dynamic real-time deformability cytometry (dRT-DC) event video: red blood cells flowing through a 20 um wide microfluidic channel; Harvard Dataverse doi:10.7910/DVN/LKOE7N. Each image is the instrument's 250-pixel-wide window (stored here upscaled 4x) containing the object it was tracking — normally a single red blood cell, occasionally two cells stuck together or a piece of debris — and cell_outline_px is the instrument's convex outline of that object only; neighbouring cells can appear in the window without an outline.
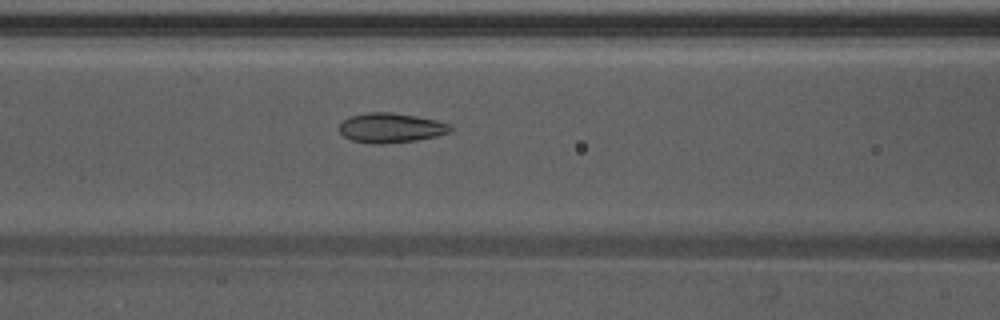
{"species": "Egyptian fruit bat (a non-hibernating species)", "species_latin": "Rousettus aegyptiacus", "temperature_condition": "warm", "stored_images_in_passage": 40, "camera_frame_rate_fps": 3000, "um_per_image_px": 0.085, "animal": {"sex": "male"}, "frame": {"image": 1, "passage_image": 9, "time_ms": 2.667, "image_size_px": [1000, 320], "cell_outline_px": [[452, 132], [436, 136], [416, 140], [384, 144], [376, 144], [352, 140], [344, 136], [340, 132], [340, 124], [348, 116], [368, 112], [392, 112], [416, 116], [436, 120], [448, 124], [452, 128]], "centroid_in_image_um": [33.22, 10.86], "position_along_channel_um": 133.4, "area_um2": 19.19}}
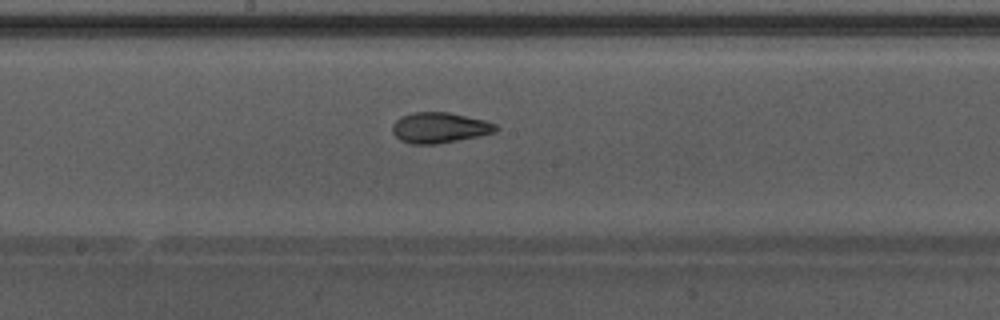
{"frame": {"image": 2, "passage_image": 15, "time_ms": 4.667, "image_size_px": [1000, 320], "cell_outline_px": [[500, 128], [496, 132], [436, 144], [412, 144], [400, 140], [392, 132], [392, 124], [396, 120], [412, 112], [448, 112], [484, 120], [496, 124]], "centroid_in_image_um": [37.35, 10.85], "position_along_channel_um": 210.8, "area_um2": 18.26}}
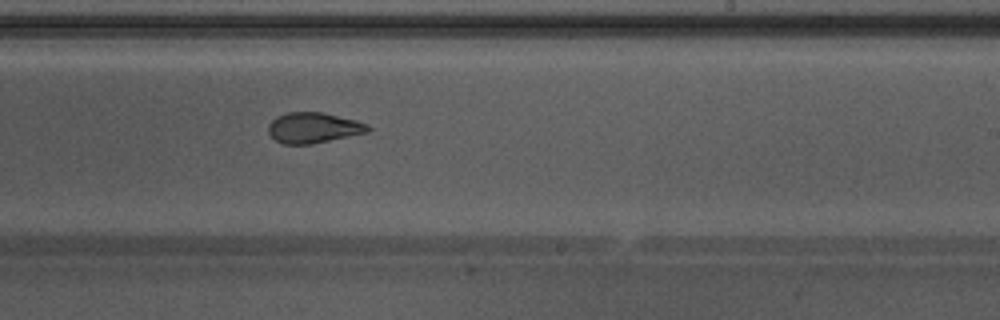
{"frame": {"image": 3, "passage_image": 19, "time_ms": 6.0, "image_size_px": [1000, 320], "cell_outline_px": [[372, 128], [368, 132], [312, 144], [284, 144], [276, 140], [268, 132], [268, 124], [276, 116], [288, 112], [324, 112], [356, 120], [368, 124]], "centroid_in_image_um": [26.65, 10.85], "position_along_channel_um": 262.4, "area_um2": 17.8}, "authors_computed_cell_mechanics": {"area_um2": 18.6983, "velocity_mm_per_s": 3.8849, "shape_relaxation_time_tau1_ms": null, "shape_relaxation_time_tau2_ms": 1.8966, "deformation_change_tau1": null, "deformation_change_tau2": 0.0707}}